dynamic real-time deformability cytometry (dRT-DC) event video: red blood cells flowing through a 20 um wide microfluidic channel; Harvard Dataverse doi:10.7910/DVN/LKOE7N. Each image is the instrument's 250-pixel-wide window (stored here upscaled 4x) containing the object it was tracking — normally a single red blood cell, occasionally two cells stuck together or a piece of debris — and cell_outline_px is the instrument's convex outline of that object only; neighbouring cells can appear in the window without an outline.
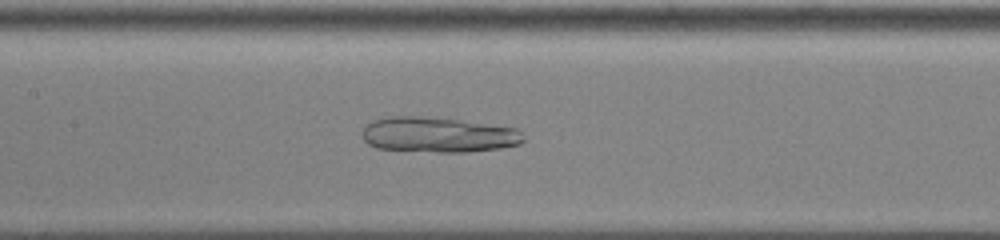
{"species": "common noctule bat (a hibernating species)", "species_latin": "Nyctalus noctula", "temperature_condition": "cold", "stored_images_in_passage": 39, "camera_frame_rate_fps": 3000, "um_per_image_px": 0.085, "animal": {"sex": "male", "body_mass_g": 13.0, "forearm_length_mm": 53.1}, "frame": {"image": 1, "passage_image": 17, "time_ms": 5.333, "image_size_px": [1000, 240], "cell_outline_px": [[524, 140], [520, 144], [496, 148], [464, 152], [436, 152], [376, 148], [368, 144], [364, 140], [364, 128], [372, 120], [392, 116], [416, 116], [460, 120], [516, 128], [520, 132]], "centroid_in_image_um": [37.22, 11.45], "position_along_channel_um": 170.2, "area_um2": 32.71}}